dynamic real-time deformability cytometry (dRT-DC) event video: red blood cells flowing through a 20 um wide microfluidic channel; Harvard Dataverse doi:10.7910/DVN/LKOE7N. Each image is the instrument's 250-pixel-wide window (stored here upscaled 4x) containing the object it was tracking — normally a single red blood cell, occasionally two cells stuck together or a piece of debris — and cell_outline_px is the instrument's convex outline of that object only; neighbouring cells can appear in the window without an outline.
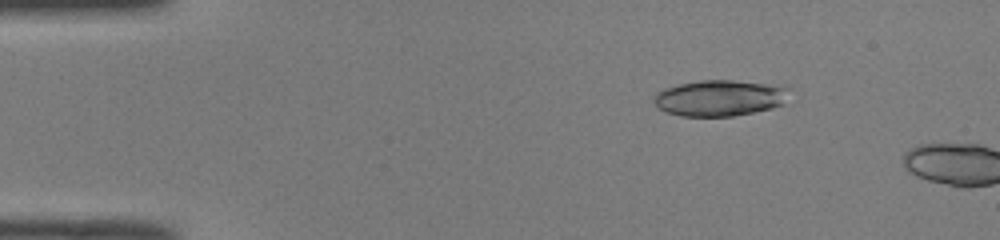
{"species": "common noctule bat (a hibernating species)", "species_latin": "Nyctalus noctula", "temperature_condition": "room temperature", "stored_images_in_passage": 5, "camera_frame_rate_fps": 3000, "um_per_image_px": 0.085, "animal": {"sex": "male", "body_mass_g": 19.0, "forearm_length_mm": 50.8}, "frame": {"image": 1, "passage_image": 3, "time_ms": 0.667, "image_size_px": [1000, 240], "cell_outline_px": [[788, 88], [784, 104], [772, 108], [732, 116], [680, 116], [664, 112], [652, 100], [656, 92], [664, 88], [680, 84], [700, 80], [732, 80], [784, 84]], "centroid_in_image_um": [61.19, 8.31], "position_along_channel_um": 23.8, "area_um2": 28.73}}